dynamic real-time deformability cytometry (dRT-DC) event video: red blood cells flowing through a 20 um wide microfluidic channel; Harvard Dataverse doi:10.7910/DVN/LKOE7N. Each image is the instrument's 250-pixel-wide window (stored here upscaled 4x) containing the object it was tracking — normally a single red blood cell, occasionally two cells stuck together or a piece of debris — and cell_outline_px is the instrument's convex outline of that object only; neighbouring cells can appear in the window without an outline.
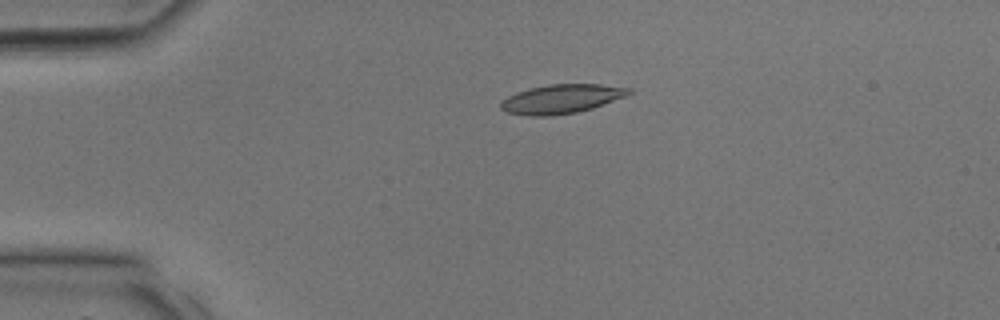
{"species": "common noctule bat (a hibernating species)", "species_latin": "Nyctalus noctula", "temperature_condition": "room temperature", "stored_images_in_passage": 33, "camera_frame_rate_fps": 3000, "um_per_image_px": 0.085, "animal": {"sex": "male", "body_mass_g": 17.9, "forearm_length_mm": 54.2}, "frame": {"image": 1, "passage_image": 8, "time_ms": 2.333, "image_size_px": [1000, 320], "cell_outline_px": [[632, 92], [624, 96], [592, 108], [576, 112], [552, 116], [528, 116], [508, 112], [500, 108], [500, 100], [516, 92], [528, 88], [548, 84], [600, 84], [632, 88]], "centroid_in_image_um": [47.67, 8.4], "position_along_channel_um": 37.3, "area_um2": 21.68}}
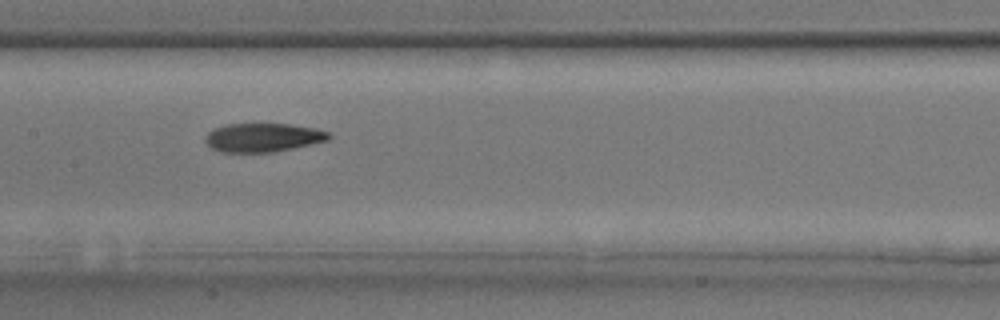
{"frame": {"image": 2, "passage_image": 17, "time_ms": 5.333, "image_size_px": [1000, 320], "cell_outline_px": [[332, 136], [328, 140], [312, 144], [272, 152], [220, 152], [212, 148], [204, 140], [204, 136], [212, 128], [224, 124], [288, 124], [316, 128], [332, 132]], "centroid_in_image_um": [22.35, 11.68], "position_along_channel_um": 185.0, "area_um2": 20.87}}
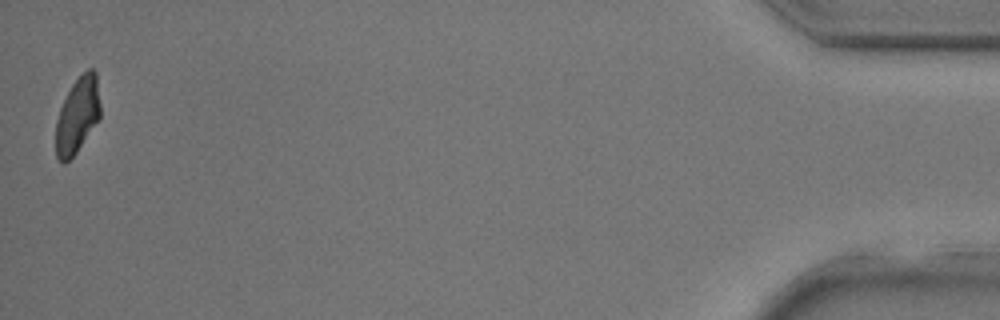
{"frame": {"image": 3, "passage_image": 33, "time_ms": 10.667, "image_size_px": [1000, 320], "cell_outline_px": [[100, 120], [76, 152], [64, 164], [56, 156], [56, 120], [60, 108], [72, 84], [88, 68], [92, 68], [96, 72], [100, 104]], "centroid_in_image_um": [6.6, 9.8], "position_along_channel_um": 428.6, "area_um2": 19.59}}